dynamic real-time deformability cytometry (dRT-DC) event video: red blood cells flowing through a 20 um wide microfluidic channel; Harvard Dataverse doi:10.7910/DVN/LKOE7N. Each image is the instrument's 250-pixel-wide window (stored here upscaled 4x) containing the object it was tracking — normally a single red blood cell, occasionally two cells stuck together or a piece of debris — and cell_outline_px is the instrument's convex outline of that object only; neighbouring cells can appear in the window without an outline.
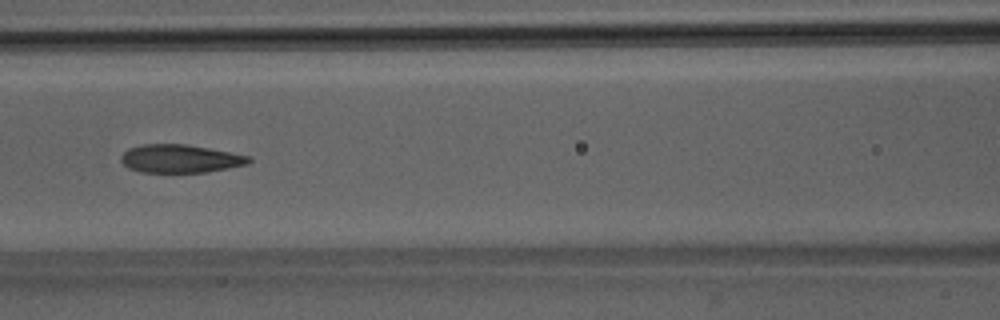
{"species": "Egyptian fruit bat (a non-hibernating species)", "species_latin": "Rousettus aegyptiacus", "temperature_condition": "room temperature", "stored_images_in_passage": 7, "camera_frame_rate_fps": 3000, "um_per_image_px": 0.085, "animal": {"sex": "male"}, "frame": {"image": 1, "passage_image": 6, "time_ms": 5.667, "image_size_px": [1000, 320], "cell_outline_px": [[252, 160], [248, 164], [208, 172], [140, 172], [128, 168], [120, 160], [120, 156], [128, 148], [140, 144], [184, 144], [208, 148], [248, 156]], "centroid_in_image_um": [15.27, 13.49], "position_along_channel_um": 151.3, "area_um2": 20.92}}